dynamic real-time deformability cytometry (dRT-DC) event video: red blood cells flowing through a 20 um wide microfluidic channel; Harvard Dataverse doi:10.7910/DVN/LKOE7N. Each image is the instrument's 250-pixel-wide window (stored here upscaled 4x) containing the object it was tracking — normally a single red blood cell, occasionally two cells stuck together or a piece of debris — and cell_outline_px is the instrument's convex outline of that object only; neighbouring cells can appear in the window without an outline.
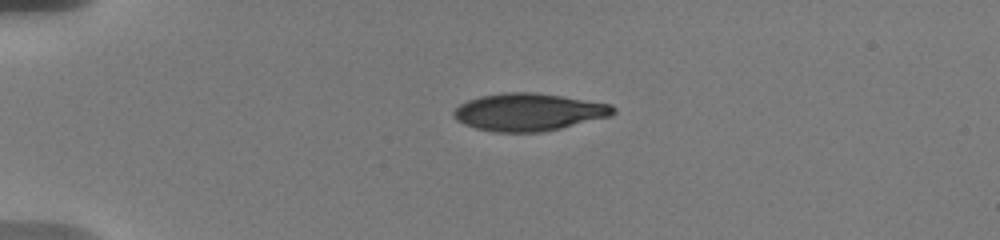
{"species": "human", "species_latin": "Homo sapiens", "temperature_condition": "warm", "stored_images_in_passage": 13, "camera_frame_rate_fps": 3000, "um_per_image_px": 0.085, "donor": {"sex": "male"}, "frame": {"image": 1, "passage_image": 1, "time_ms": 0.0, "image_size_px": [1000, 240], "cell_outline_px": [[616, 112], [612, 116], [560, 128], [540, 132], [496, 132], [476, 128], [464, 124], [456, 120], [452, 116], [452, 112], [460, 104], [468, 100], [480, 96], [504, 92], [536, 92], [612, 104], [616, 108]], "centroid_in_image_um": [44.94, 9.52], "position_along_channel_um": 40.1, "area_um2": 34.97}}